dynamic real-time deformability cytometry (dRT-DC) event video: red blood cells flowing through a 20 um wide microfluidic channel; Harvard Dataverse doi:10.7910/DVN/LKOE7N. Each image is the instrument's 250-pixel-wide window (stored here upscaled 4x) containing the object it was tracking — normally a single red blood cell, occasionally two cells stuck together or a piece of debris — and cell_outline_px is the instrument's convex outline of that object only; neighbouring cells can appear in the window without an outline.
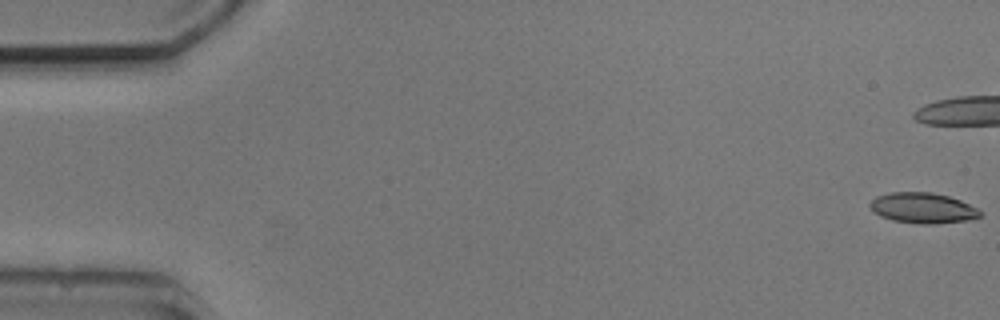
{"species": "common noctule bat (a hibernating species)", "species_latin": "Nyctalus noctula", "temperature_condition": "cold", "stored_images_in_passage": 8, "camera_frame_rate_fps": 3000, "um_per_image_px": 0.085, "animal": {"sex": "male", "body_mass_g": 20.5, "forearm_length_mm": 52.5}, "frame": {"image": 1, "passage_image": 1, "time_ms": 0.0, "image_size_px": [1000, 320], "cell_outline_px": [[984, 212], [980, 216], [968, 220], [936, 224], [920, 224], [892, 220], [880, 216], [872, 212], [868, 204], [876, 196], [892, 192], [932, 192], [948, 196], [960, 200], [980, 208]], "centroid_in_image_um": [78.45, 17.68], "position_along_channel_um": 6.5, "area_um2": 19.88}}